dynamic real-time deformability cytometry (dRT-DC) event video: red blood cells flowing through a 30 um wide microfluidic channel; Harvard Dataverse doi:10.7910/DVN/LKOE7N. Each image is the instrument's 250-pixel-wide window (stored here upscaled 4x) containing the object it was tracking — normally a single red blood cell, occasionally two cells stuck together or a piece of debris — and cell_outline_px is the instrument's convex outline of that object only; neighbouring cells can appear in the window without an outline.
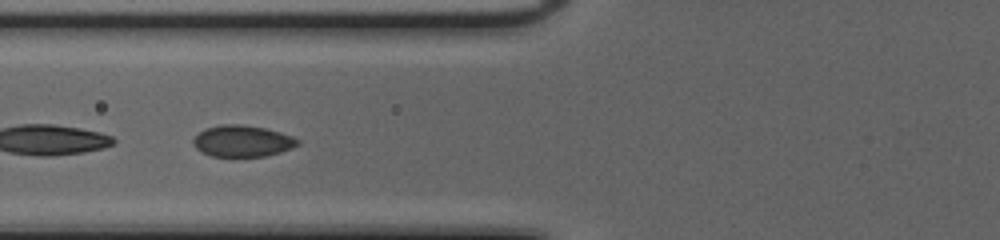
{"species": "common noctule bat (a hibernating species)", "species_latin": "Nyctalus noctula", "temperature_condition": "cold", "stored_images_in_passage": 49, "segment_of_instrument_passage": [2, 2], "camera_frame_rate_fps": 3000, "um_per_image_px": 0.085, "animal": {"sex": "female", "body_mass_g": 20.0, "forearm_length_mm": 54.0}, "frame": {"image": 1, "passage_image": 19, "time_ms": 6.0, "image_size_px": [1000, 240], "cell_outline_px": [[300, 144], [292, 148], [268, 156], [212, 156], [200, 152], [192, 144], [192, 140], [204, 128], [220, 124], [240, 124], [264, 128], [280, 132], [292, 136], [300, 140]], "centroid_in_image_um": [20.6, 11.99], "position_along_channel_um": 105.2, "area_um2": 19.25}}
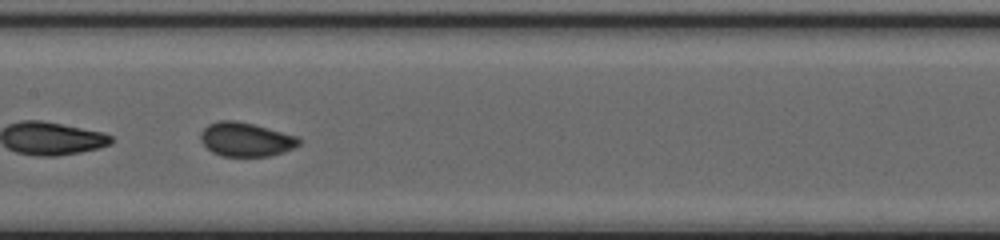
{"frame": {"image": 2, "passage_image": 25, "time_ms": 8.0, "image_size_px": [1000, 240], "cell_outline_px": [[300, 144], [296, 148], [284, 152], [268, 156], [220, 156], [212, 152], [200, 140], [200, 132], [208, 124], [220, 120], [236, 120], [300, 136]], "centroid_in_image_um": [20.92, 11.85], "position_along_channel_um": 186.5, "area_um2": 19.65}}